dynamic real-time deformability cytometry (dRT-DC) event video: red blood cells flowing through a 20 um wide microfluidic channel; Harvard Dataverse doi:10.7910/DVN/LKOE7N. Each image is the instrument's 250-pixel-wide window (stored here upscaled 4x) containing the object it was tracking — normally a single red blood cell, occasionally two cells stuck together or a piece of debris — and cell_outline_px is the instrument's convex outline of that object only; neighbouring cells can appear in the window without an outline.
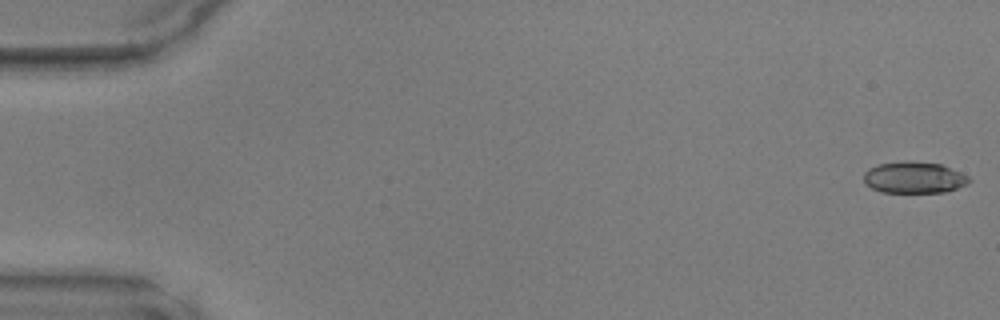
{"species": "common noctule bat (a hibernating species)", "species_latin": "Nyctalus noctula", "temperature_condition": "warm", "stored_images_in_passage": 16, "camera_frame_rate_fps": 3000, "um_per_image_px": 0.085, "animal": {"sex": "male", "body_mass_g": 17.9, "forearm_length_mm": 54.2}, "frame": {"image": 1, "passage_image": 1, "time_ms": 0.0, "image_size_px": [1000, 320], "cell_outline_px": [[972, 180], [968, 184], [944, 192], [880, 192], [864, 184], [864, 172], [868, 168], [876, 164], [904, 160], [940, 164], [960, 172], [968, 176]], "centroid_in_image_um": [77.66, 15.08], "position_along_channel_um": 7.3, "area_um2": 19.48}}
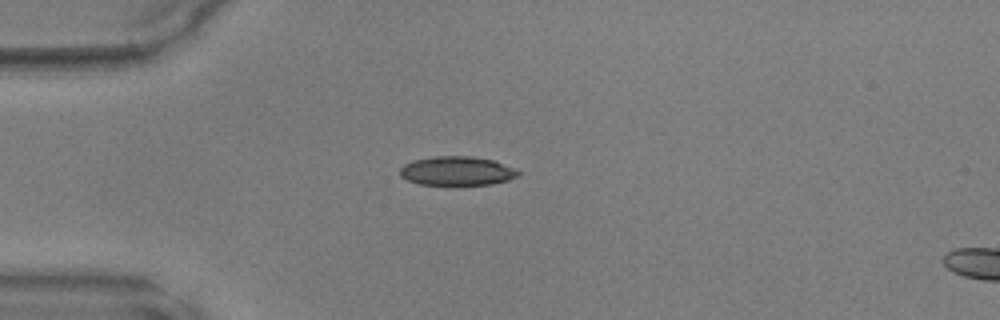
{"frame": {"image": 2, "passage_image": 13, "time_ms": 4.0, "image_size_px": [1000, 320], "cell_outline_px": [[520, 176], [508, 180], [492, 184], [420, 184], [408, 180], [400, 176], [400, 168], [404, 164], [412, 160], [432, 156], [472, 156], [492, 160], [516, 168], [520, 172]], "centroid_in_image_um": [38.85, 14.52], "position_along_channel_um": 46.1, "area_um2": 20.0}}